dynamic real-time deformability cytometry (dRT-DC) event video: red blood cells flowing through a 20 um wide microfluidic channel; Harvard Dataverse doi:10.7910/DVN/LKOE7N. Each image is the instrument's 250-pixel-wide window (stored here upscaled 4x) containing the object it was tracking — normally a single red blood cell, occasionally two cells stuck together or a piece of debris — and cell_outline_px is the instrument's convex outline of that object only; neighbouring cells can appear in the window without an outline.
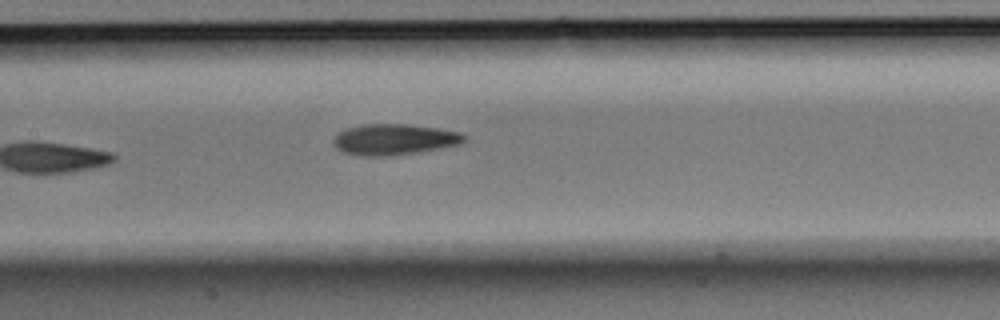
{"species": "Egyptian fruit bat (a non-hibernating species)", "species_latin": "Rousettus aegyptiacus", "temperature_condition": "room temperature", "stored_images_in_passage": 9, "camera_frame_rate_fps": 3000, "um_per_image_px": 0.085, "animal": {"sex": "male"}, "frame": {"image": 1, "passage_image": 9, "time_ms": 2.667, "image_size_px": [1000, 320], "cell_outline_px": [[464, 140], [460, 144], [420, 152], [392, 156], [360, 156], [340, 152], [332, 144], [332, 140], [340, 132], [348, 128], [360, 124], [408, 124], [436, 128], [460, 132], [464, 136]], "centroid_in_image_um": [33.45, 11.86], "position_along_channel_um": 173.9, "area_um2": 23.7}}